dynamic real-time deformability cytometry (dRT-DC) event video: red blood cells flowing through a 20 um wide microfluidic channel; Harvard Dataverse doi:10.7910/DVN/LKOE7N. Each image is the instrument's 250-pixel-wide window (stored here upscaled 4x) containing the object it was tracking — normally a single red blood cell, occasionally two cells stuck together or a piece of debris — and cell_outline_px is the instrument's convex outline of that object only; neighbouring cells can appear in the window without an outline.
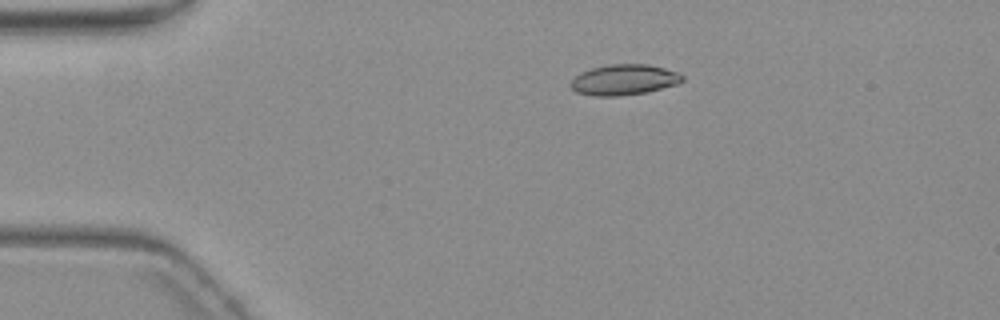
{"species": "common noctule bat (a hibernating species)", "species_latin": "Nyctalus noctula", "temperature_condition": "warm", "stored_images_in_passage": 4, "camera_frame_rate_fps": 3000, "um_per_image_px": 0.085, "animal": {"sex": "female", "body_mass_g": 19.3, "forearm_length_mm": 54.1}, "frame": {"image": 1, "passage_image": 1, "time_ms": 0.0, "image_size_px": [1000, 320], "cell_outline_px": [[684, 80], [676, 84], [648, 92], [620, 96], [592, 96], [576, 92], [568, 84], [580, 72], [592, 68], [608, 64], [648, 64], [664, 68], [676, 72], [684, 76]], "centroid_in_image_um": [53.02, 6.78], "position_along_channel_um": 32.0, "area_um2": 20.0}}
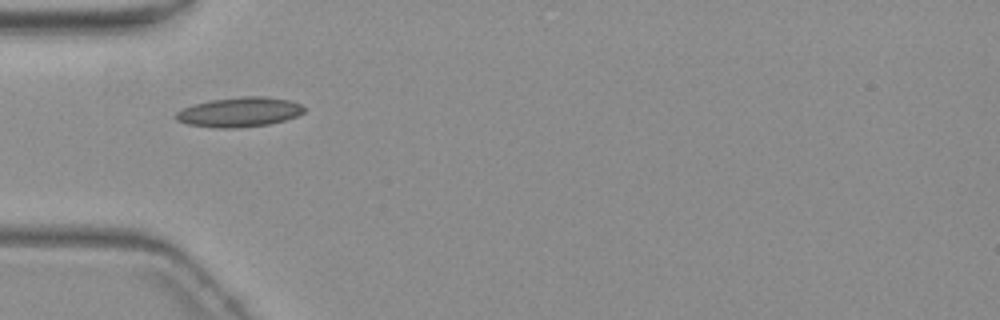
{"frame": {"image": 2, "passage_image": 3, "time_ms": 2.333, "image_size_px": [1000, 320], "cell_outline_px": [[304, 112], [296, 116], [284, 120], [268, 124], [232, 128], [220, 128], [188, 124], [176, 120], [176, 112], [184, 108], [196, 104], [212, 100], [240, 96], [264, 96], [288, 100], [300, 104], [304, 108]], "centroid_in_image_um": [20.36, 9.52], "position_along_channel_um": 64.6, "area_um2": 21.79}}
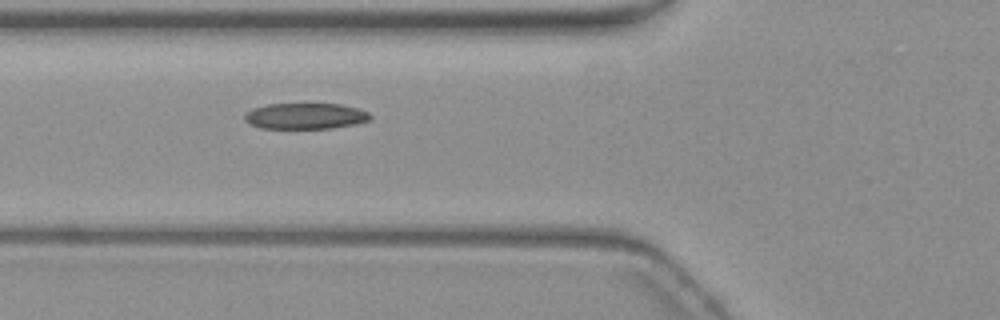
{"frame": {"image": 3, "passage_image": 4, "time_ms": 3.333, "image_size_px": [1000, 320], "cell_outline_px": [[372, 120], [356, 124], [332, 128], [260, 128], [244, 120], [244, 112], [252, 108], [268, 104], [304, 100], [340, 104], [360, 108], [368, 112], [372, 116]], "centroid_in_image_um": [25.98, 9.8], "position_along_channel_um": 99.8, "area_um2": 20.23}}